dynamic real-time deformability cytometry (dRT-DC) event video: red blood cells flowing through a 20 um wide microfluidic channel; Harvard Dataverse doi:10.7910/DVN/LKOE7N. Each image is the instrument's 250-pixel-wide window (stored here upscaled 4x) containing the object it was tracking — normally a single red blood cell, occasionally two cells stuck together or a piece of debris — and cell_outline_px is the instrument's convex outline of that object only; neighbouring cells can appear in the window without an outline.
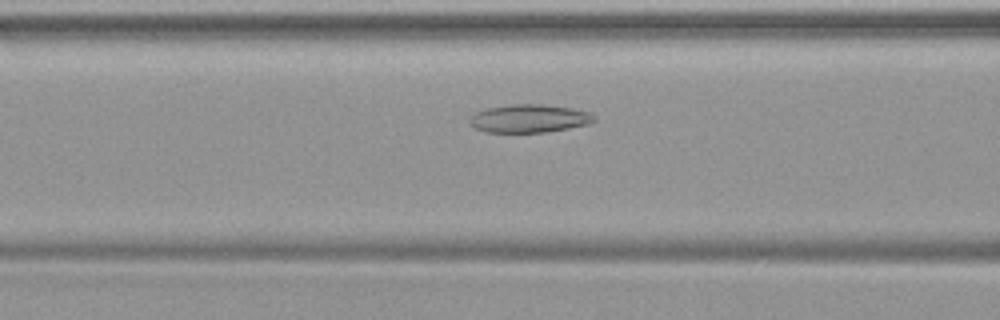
{"species": "common noctule bat (a hibernating species)", "species_latin": "Nyctalus noctula", "temperature_condition": "warm", "stored_images_in_passage": 45, "camera_frame_rate_fps": 3000, "um_per_image_px": 0.085, "animal": {"sex": "female", "body_mass_g": 19.9}, "frame": {"image": 1, "passage_image": 16, "time_ms": 5.0, "image_size_px": [1000, 320], "cell_outline_px": [[596, 120], [588, 124], [548, 132], [484, 132], [468, 124], [468, 120], [476, 112], [488, 108], [512, 104], [544, 104], [572, 108], [588, 112]], "centroid_in_image_um": [44.95, 10.07], "position_along_channel_um": 121.6, "area_um2": 20.35}}
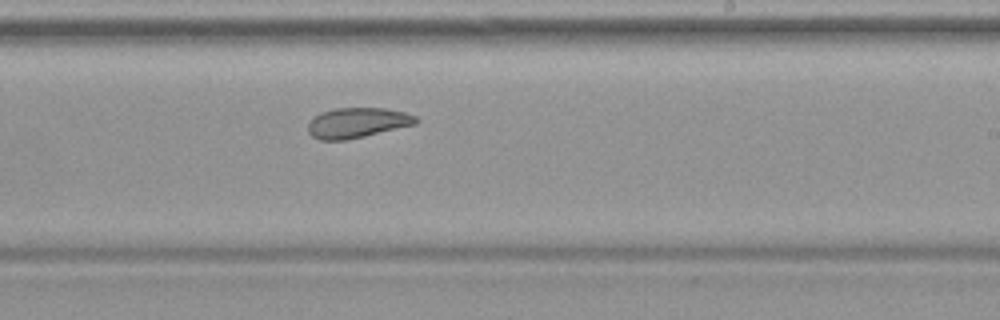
{"frame": {"image": 2, "passage_image": 26, "time_ms": 8.333, "image_size_px": [1000, 320], "cell_outline_px": [[420, 120], [416, 124], [364, 136], [344, 140], [320, 140], [312, 136], [308, 132], [308, 124], [312, 116], [320, 112], [336, 108], [384, 108], [404, 112], [416, 116]], "centroid_in_image_um": [30.34, 10.43], "position_along_channel_um": 258.7, "area_um2": 19.02}}
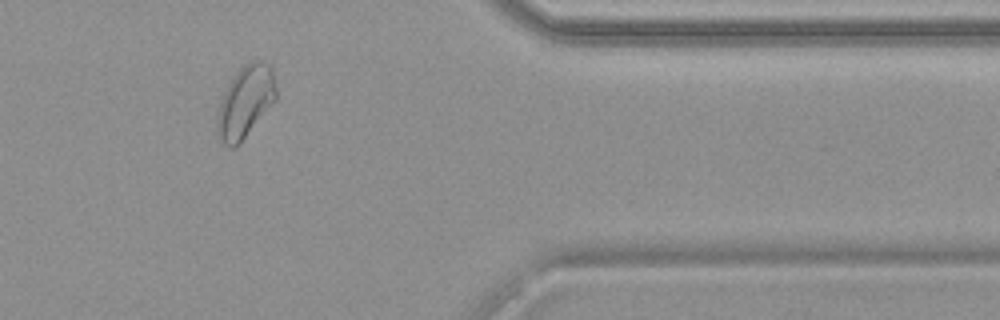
{"frame": {"image": 3, "passage_image": 37, "time_ms": 12.0, "image_size_px": [1000, 320], "cell_outline_px": [[276, 100], [240, 144], [236, 148], [228, 148], [224, 144], [216, 132], [216, 120], [220, 100], [232, 76], [244, 64], [252, 60], [260, 60], [268, 64], [272, 68], [276, 88]], "centroid_in_image_um": [20.84, 8.67], "position_along_channel_um": 390.6, "area_um2": 25.03}}